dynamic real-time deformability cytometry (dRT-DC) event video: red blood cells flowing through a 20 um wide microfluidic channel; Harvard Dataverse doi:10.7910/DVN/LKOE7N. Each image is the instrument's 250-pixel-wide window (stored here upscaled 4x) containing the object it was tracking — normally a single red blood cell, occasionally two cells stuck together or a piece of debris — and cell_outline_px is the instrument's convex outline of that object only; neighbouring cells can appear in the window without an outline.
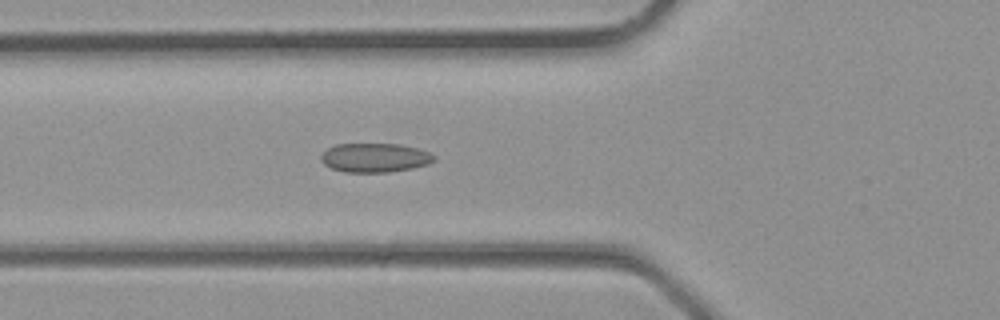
{"species": "common noctule bat (a hibernating species)", "species_latin": "Nyctalus noctula", "temperature_condition": "room temperature", "stored_images_in_passage": 35, "camera_frame_rate_fps": 3000, "um_per_image_px": 0.085, "animal": {"sex": "male", "body_mass_g": 23.1, "forearm_length_mm": 52.7}, "frame": {"image": 1, "passage_image": 12, "time_ms": 3.667, "image_size_px": [1000, 320], "cell_outline_px": [[436, 160], [428, 164], [412, 168], [388, 172], [344, 172], [332, 168], [324, 164], [320, 160], [320, 156], [328, 148], [336, 144], [400, 144], [416, 148], [428, 152], [436, 156]], "centroid_in_image_um": [31.86, 13.4], "position_along_channel_um": 93.9, "area_um2": 19.13}}
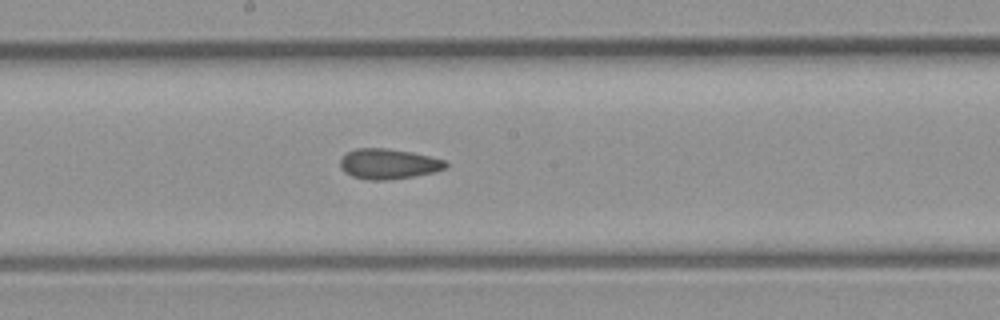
{"frame": {"image": 2, "passage_image": 18, "time_ms": 5.667, "image_size_px": [1000, 320], "cell_outline_px": [[448, 168], [432, 172], [412, 176], [388, 180], [368, 180], [352, 176], [344, 172], [340, 168], [340, 156], [356, 148], [388, 148], [412, 152], [444, 160], [448, 164]], "centroid_in_image_um": [32.98, 13.92], "position_along_channel_um": 215.2, "area_um2": 18.67}}
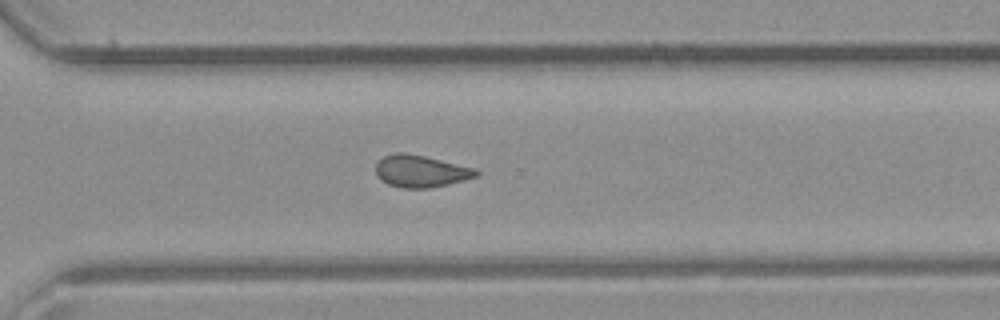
{"frame": {"image": 3, "passage_image": 24, "time_ms": 7.667, "image_size_px": [1000, 320], "cell_outline_px": [[480, 172], [476, 176], [464, 180], [448, 184], [428, 188], [404, 188], [388, 184], [380, 180], [376, 176], [376, 164], [384, 156], [396, 152], [404, 152], [424, 156], [476, 168]], "centroid_in_image_um": [35.75, 14.55], "position_along_channel_um": 334.8, "area_um2": 18.73}}